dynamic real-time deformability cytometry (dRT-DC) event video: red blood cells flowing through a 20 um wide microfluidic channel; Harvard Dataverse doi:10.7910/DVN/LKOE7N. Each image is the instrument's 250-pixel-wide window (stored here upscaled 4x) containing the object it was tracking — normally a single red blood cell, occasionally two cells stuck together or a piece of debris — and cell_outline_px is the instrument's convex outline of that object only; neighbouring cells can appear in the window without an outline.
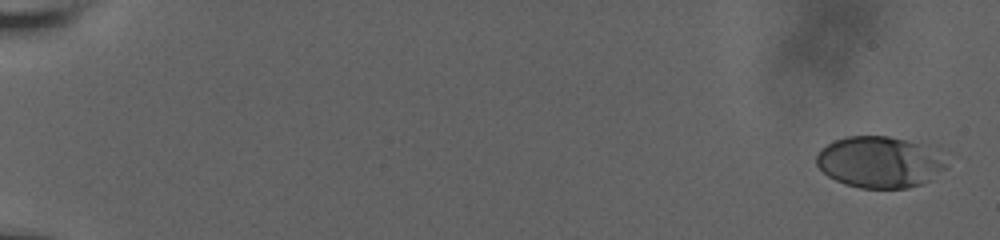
{"species": "human", "species_latin": "Homo sapiens", "temperature_condition": "room temperature", "stored_images_in_passage": 23, "camera_frame_rate_fps": 3000, "um_per_image_px": 0.085, "donor": {"sex": "male"}, "frame": {"image": 1, "passage_image": 1, "time_ms": 0.0, "image_size_px": [1000, 240], "cell_outline_px": [[948, 164], [932, 180], [908, 188], [860, 188], [844, 184], [828, 176], [816, 164], [816, 156], [820, 148], [836, 140], [848, 136], [888, 136], [936, 144], [940, 148]], "centroid_in_image_um": [74.87, 13.75], "position_along_channel_um": 10.1, "area_um2": 39.94}}
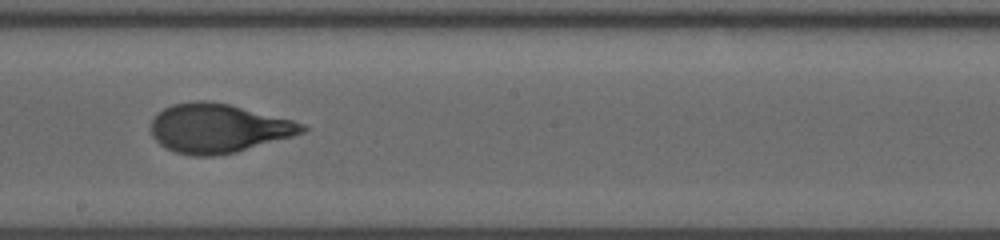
{"frame": {"image": 2, "passage_image": 12, "time_ms": 11.333, "image_size_px": [1000, 240], "cell_outline_px": [[308, 128], [304, 132], [292, 136], [236, 152], [212, 156], [192, 156], [176, 152], [160, 144], [152, 136], [152, 120], [156, 112], [172, 104], [196, 100], [208, 100], [228, 104], [292, 120], [304, 124]], "centroid_in_image_um": [18.52, 10.89], "position_along_channel_um": 229.7, "area_um2": 42.95}}
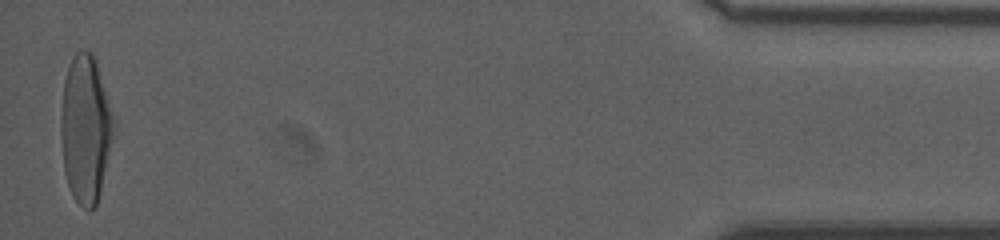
{"frame": {"image": 3, "passage_image": 23, "time_ms": 18.667, "image_size_px": [1000, 240], "cell_outline_px": [[116, 128], [96, 208], [88, 212], [72, 196], [64, 172], [60, 140], [60, 116], [64, 80], [68, 68], [76, 52], [92, 52], [116, 120]], "centroid_in_image_um": [7.28, 11.02], "position_along_channel_um": 427.9, "area_um2": 45.78}, "authors_computed_cell_mechanics": {"area_um2": 41.5582, "velocity_mm_per_s": 3.787, "shape_relaxation_time_tau1_ms": 3.7078, "shape_relaxation_time_tau2_ms": null, "deformation_change_tau1": 0.1813, "deformation_change_tau2": null}}